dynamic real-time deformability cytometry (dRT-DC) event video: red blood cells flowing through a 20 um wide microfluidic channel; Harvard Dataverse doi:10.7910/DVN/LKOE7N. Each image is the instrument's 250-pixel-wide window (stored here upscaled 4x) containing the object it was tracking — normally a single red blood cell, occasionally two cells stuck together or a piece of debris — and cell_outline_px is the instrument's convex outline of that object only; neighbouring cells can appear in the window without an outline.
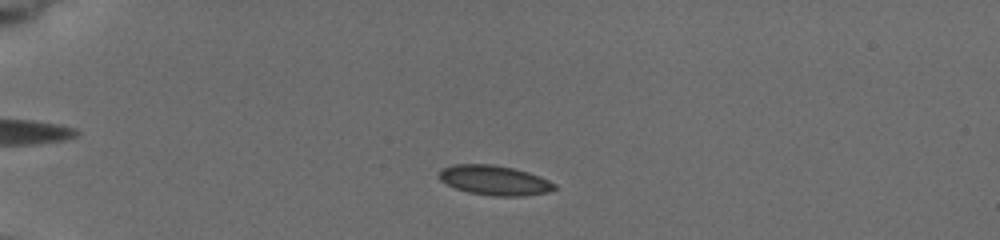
{"species": "common noctule bat (a hibernating species)", "species_latin": "Nyctalus noctula", "temperature_condition": "cold", "stored_images_in_passage": 6, "camera_frame_rate_fps": 3000, "um_per_image_px": 0.085, "animal": {"sex": "female", "body_mass_g": 19.5, "forearm_length_mm": 54.1}, "frame": {"image": 1, "passage_image": 3, "time_ms": 1.667, "image_size_px": [1000, 240], "cell_outline_px": [[556, 188], [548, 192], [524, 196], [496, 196], [468, 192], [456, 188], [440, 180], [436, 176], [440, 168], [452, 164], [492, 164], [512, 168], [528, 172], [540, 176], [556, 184]], "centroid_in_image_um": [41.99, 15.31], "position_along_channel_um": 43.0, "area_um2": 20.11}}
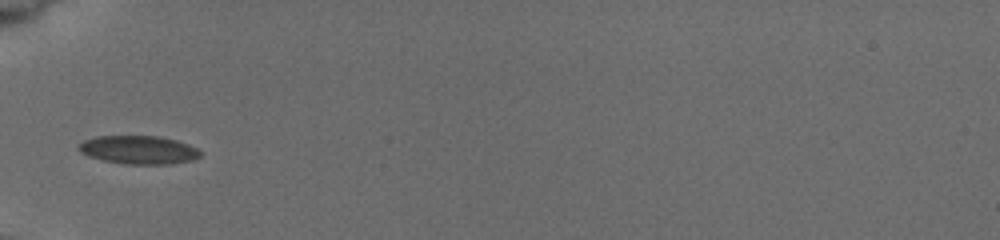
{"frame": {"image": 2, "passage_image": 5, "time_ms": 3.667, "image_size_px": [1000, 240], "cell_outline_px": [[200, 156], [192, 160], [172, 164], [124, 164], [104, 160], [88, 156], [80, 152], [76, 148], [76, 144], [84, 140], [96, 136], [160, 136], [176, 140], [188, 144], [196, 148], [200, 152]], "centroid_in_image_um": [11.74, 12.73], "position_along_channel_um": 73.3, "area_um2": 20.23}}